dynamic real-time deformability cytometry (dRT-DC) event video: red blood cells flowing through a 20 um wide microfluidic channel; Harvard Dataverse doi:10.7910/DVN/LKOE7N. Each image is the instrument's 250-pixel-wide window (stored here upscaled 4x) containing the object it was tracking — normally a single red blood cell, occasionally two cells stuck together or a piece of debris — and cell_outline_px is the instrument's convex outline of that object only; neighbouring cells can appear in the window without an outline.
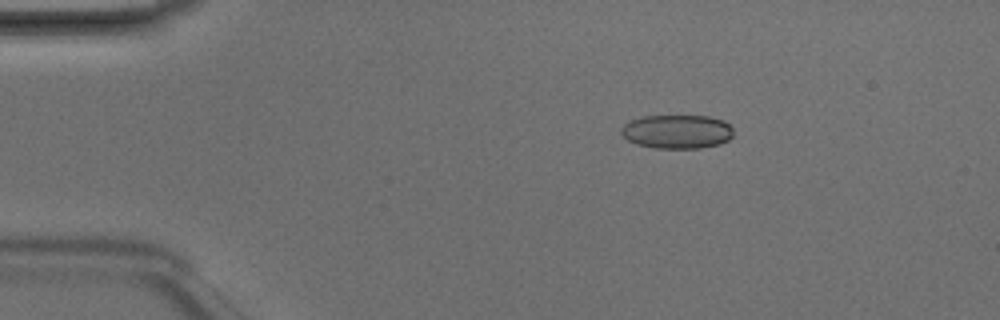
{"species": "Egyptian fruit bat (a non-hibernating species)", "species_latin": "Rousettus aegyptiacus", "temperature_condition": "room temperature", "stored_images_in_passage": 5, "camera_frame_rate_fps": 3000, "um_per_image_px": 0.085, "animal": {"sex": "male"}, "frame": {"image": 1, "passage_image": 3, "time_ms": 0.667, "image_size_px": [1000, 320], "cell_outline_px": [[732, 136], [728, 140], [720, 144], [700, 148], [656, 148], [636, 144], [628, 140], [620, 132], [620, 128], [624, 124], [632, 120], [644, 116], [708, 116], [724, 120], [732, 128]], "centroid_in_image_um": [57.55, 11.19], "position_along_channel_um": 27.5, "area_um2": 22.14}}
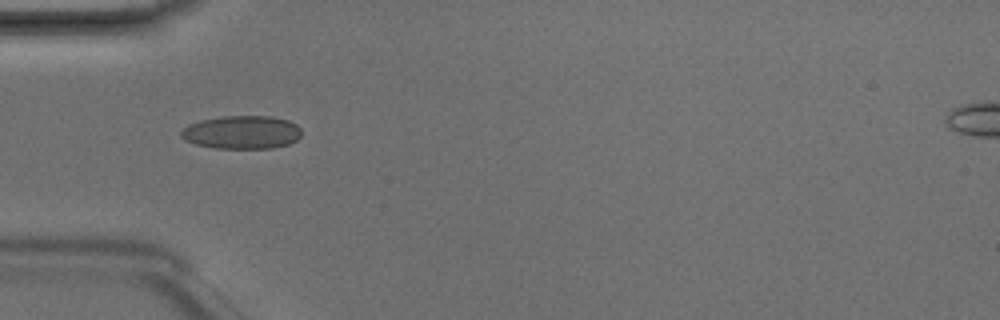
{"frame": {"image": 2, "passage_image": 5, "time_ms": 1.333, "image_size_px": [1000, 320], "cell_outline_px": [[300, 136], [296, 140], [288, 144], [272, 148], [212, 148], [196, 144], [184, 140], [180, 136], [180, 132], [188, 124], [200, 120], [224, 116], [272, 116], [288, 120], [296, 124], [300, 128]], "centroid_in_image_um": [20.53, 11.24], "position_along_channel_um": 64.5, "area_um2": 23.41}}